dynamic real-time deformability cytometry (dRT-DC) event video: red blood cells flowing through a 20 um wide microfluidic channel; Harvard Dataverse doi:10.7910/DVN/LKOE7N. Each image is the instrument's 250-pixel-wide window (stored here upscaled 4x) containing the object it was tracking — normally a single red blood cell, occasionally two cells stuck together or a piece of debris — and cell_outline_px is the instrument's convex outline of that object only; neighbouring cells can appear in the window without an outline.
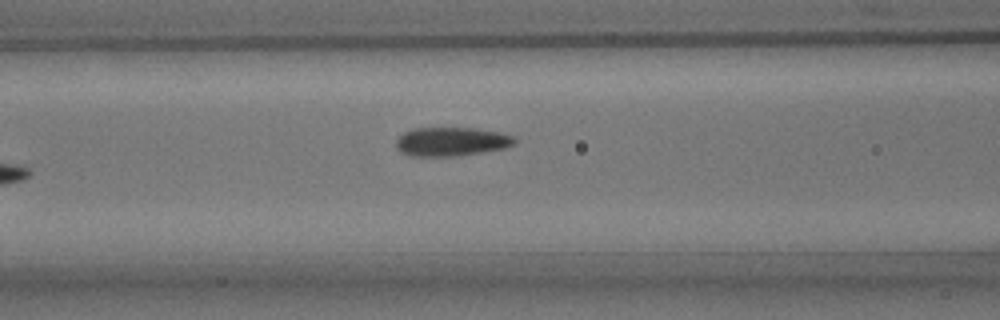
{"species": "common noctule bat (a hibernating species)", "species_latin": "Nyctalus noctula", "temperature_condition": "room temperature", "stored_images_in_passage": 7, "camera_frame_rate_fps": 3000, "um_per_image_px": 0.085, "animal": {"sex": "male", "body_mass_g": 15.6}, "frame": {"image": 1, "passage_image": 7, "time_ms": 7.667, "image_size_px": [1000, 320], "cell_outline_px": [[516, 144], [504, 148], [456, 156], [408, 156], [400, 152], [396, 148], [396, 140], [404, 132], [412, 128], [476, 128], [496, 132], [512, 136], [516, 140]], "centroid_in_image_um": [38.32, 12.04], "position_along_channel_um": 128.3, "area_um2": 19.88}}